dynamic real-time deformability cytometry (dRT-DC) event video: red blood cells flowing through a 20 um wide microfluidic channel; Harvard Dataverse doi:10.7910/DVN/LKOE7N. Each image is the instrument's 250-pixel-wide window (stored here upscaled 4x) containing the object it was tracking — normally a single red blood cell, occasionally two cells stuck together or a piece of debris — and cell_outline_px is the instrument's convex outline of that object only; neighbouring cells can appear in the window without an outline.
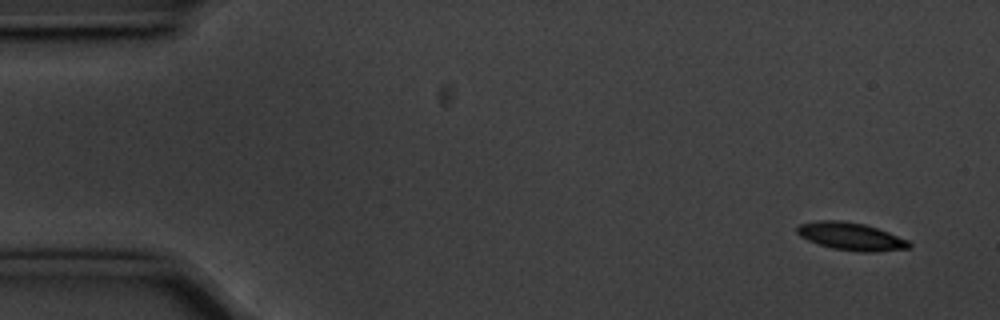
{"species": "common noctule bat (a hibernating species)", "species_latin": "Nyctalus noctula", "temperature_condition": "cold", "stored_images_in_passage": 54, "camera_frame_rate_fps": 3000, "um_per_image_px": 0.085, "animal": {"sex": "male", "body_mass_g": 20.1, "forearm_length_mm": 53.5}, "frame": {"image": 1, "passage_image": 1, "time_ms": 0.0, "image_size_px": [1000, 320], "cell_outline_px": [[912, 248], [872, 252], [860, 252], [832, 248], [808, 240], [800, 236], [796, 232], [796, 228], [800, 224], [820, 220], [840, 220], [864, 224], [888, 232], [908, 240], [912, 244]], "centroid_in_image_um": [72.35, 20.1], "position_along_channel_um": 12.7, "area_um2": 17.98}}
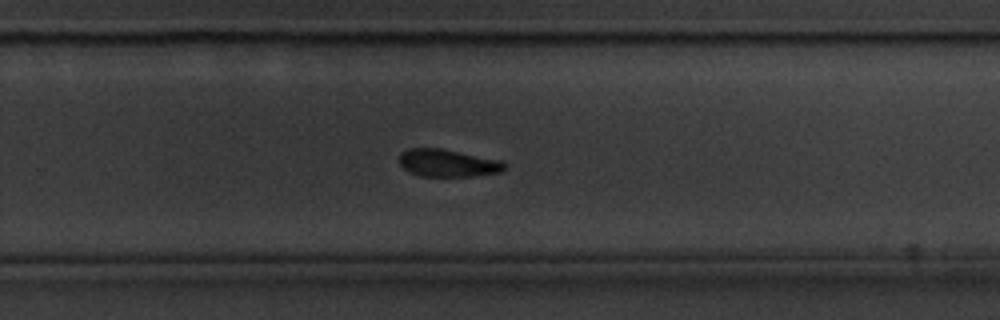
{"frame": {"image": 2, "passage_image": 34, "time_ms": 11.0, "image_size_px": [1000, 320], "cell_outline_px": [[508, 164], [500, 172], [468, 176], [420, 176], [404, 168], [400, 164], [400, 152], [408, 148], [440, 148], [500, 160]], "centroid_in_image_um": [38.05, 13.85], "position_along_channel_um": 291.8, "area_um2": 16.65}}
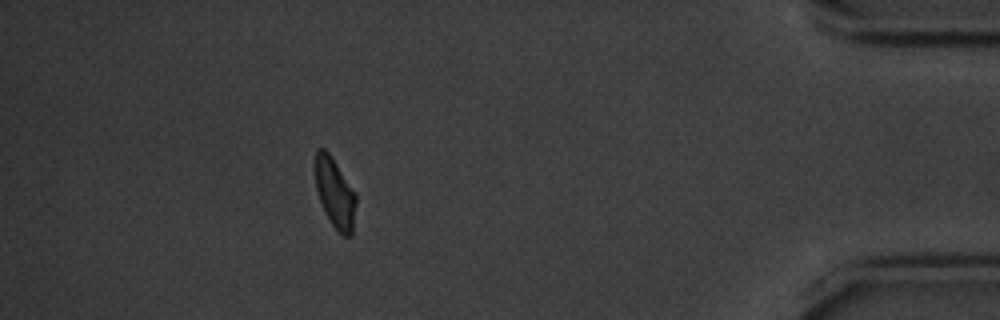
{"frame": {"image": 3, "passage_image": 48, "time_ms": 15.667, "image_size_px": [1000, 320], "cell_outline_px": [[356, 204], [352, 236], [344, 236], [332, 224], [324, 212], [316, 188], [316, 148], [324, 148], [328, 152], [356, 192]], "centroid_in_image_um": [28.49, 16.42], "position_along_channel_um": 406.7, "area_um2": 16.42}, "authors_computed_cell_mechanics": {"area_um2": 17.9469, "velocity_mm_per_s": 3.5487, "shape_relaxation_time_tau1_ms": 4.4887, "shape_relaxation_time_tau2_ms": null, "deformation_change_tau1": 0.1323, "deformation_change_tau2": null}}